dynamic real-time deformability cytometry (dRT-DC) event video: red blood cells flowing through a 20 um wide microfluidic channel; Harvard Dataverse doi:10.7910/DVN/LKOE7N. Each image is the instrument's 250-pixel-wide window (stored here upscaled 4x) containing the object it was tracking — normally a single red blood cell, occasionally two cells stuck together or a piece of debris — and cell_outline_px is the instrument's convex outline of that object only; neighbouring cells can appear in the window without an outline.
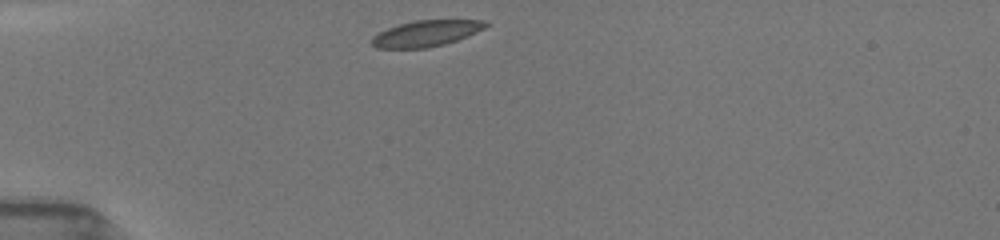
{"species": "common noctule bat (a hibernating species)", "species_latin": "Nyctalus noctula", "temperature_condition": "room temperature", "stored_images_in_passage": 38, "camera_frame_rate_fps": 3000, "um_per_image_px": 0.085, "animal": {"sex": "female", "body_mass_g": 19.5, "forearm_length_mm": 54.1}, "frame": {"image": 1, "passage_image": 1, "time_ms": 0.0, "image_size_px": [1000, 240], "cell_outline_px": [[492, 24], [476, 32], [456, 40], [444, 44], [428, 48], [376, 48], [368, 40], [372, 36], [388, 28], [400, 24], [416, 20], [484, 20]], "centroid_in_image_um": [36.21, 2.84], "position_along_channel_um": 48.8, "area_um2": 17.28}}
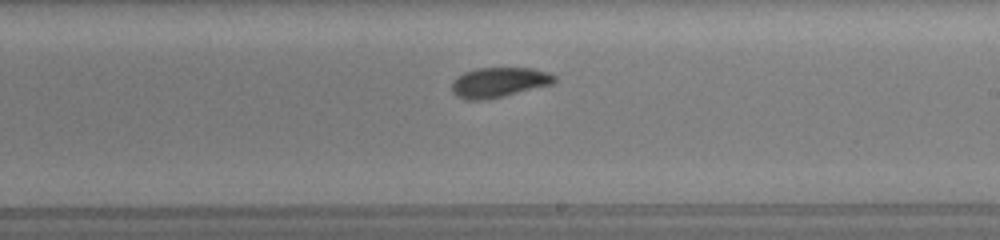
{"frame": {"image": 2, "passage_image": 18, "time_ms": 5.667, "image_size_px": [1000, 240], "cell_outline_px": [[556, 80], [552, 84], [504, 96], [484, 100], [464, 100], [456, 96], [452, 92], [452, 80], [464, 72], [476, 68], [532, 68], [548, 72], [556, 76]], "centroid_in_image_um": [42.38, 7.0], "position_along_channel_um": 246.6, "area_um2": 18.03}}
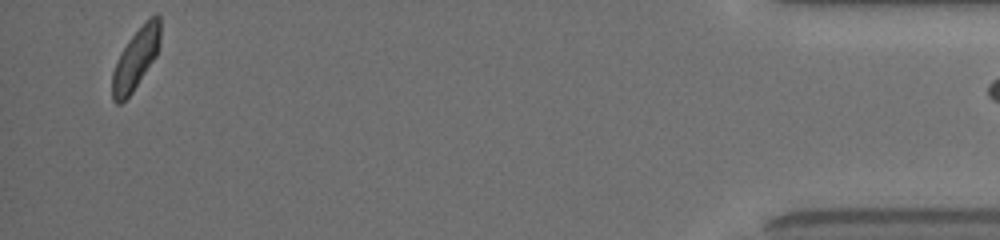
{"frame": {"image": 3, "passage_image": 37, "time_ms": 12.0, "image_size_px": [1000, 240], "cell_outline_px": [[160, 44], [156, 56], [132, 92], [120, 104], [116, 104], [112, 100], [112, 72], [116, 60], [128, 40], [144, 20], [156, 12], [160, 16]], "centroid_in_image_um": [11.54, 4.95], "position_along_channel_um": 423.7, "area_um2": 17.22}}